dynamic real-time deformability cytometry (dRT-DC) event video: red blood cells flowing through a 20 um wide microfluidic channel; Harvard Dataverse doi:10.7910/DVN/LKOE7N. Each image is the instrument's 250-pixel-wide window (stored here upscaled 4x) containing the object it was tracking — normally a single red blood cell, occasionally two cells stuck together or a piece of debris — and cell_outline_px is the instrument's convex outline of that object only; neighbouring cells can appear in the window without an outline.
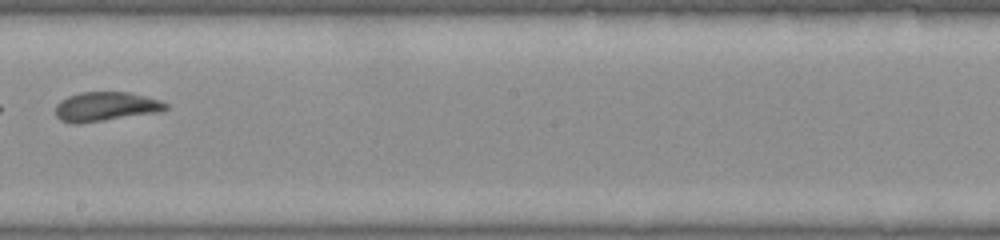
{"species": "common noctule bat (a hibernating species)", "species_latin": "Nyctalus noctula", "temperature_condition": "warm", "stored_images_in_passage": 39, "camera_frame_rate_fps": 3000, "um_per_image_px": 0.085, "animal": {"sex": "female", "body_mass_g": 22.0, "forearm_length_mm": 56.7}, "frame": {"image": 1, "passage_image": 23, "time_ms": 7.333, "image_size_px": [1000, 240], "cell_outline_px": [[168, 108], [160, 112], [76, 124], [72, 124], [60, 120], [56, 116], [56, 104], [60, 100], [68, 96], [80, 92], [128, 92], [160, 100], [168, 104]], "centroid_in_image_um": [8.96, 9.06], "position_along_channel_um": 239.2, "area_um2": 18.79}}